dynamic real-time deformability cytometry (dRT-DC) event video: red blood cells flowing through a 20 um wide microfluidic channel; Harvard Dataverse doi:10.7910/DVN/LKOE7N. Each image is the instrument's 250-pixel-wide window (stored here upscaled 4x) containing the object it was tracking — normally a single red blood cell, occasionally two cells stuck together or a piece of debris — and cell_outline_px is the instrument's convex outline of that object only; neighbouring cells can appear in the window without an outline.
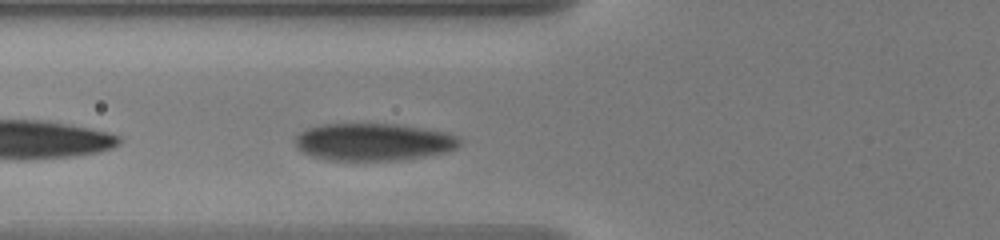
{"species": "human", "species_latin": "Homo sapiens", "temperature_condition": "warm", "stored_images_in_passage": 40, "camera_frame_rate_fps": 3000, "um_per_image_px": 0.085, "donor": {"sex": "male"}, "frame": {"image": 1, "passage_image": 5, "time_ms": 1.333, "image_size_px": [1000, 240], "cell_outline_px": [[460, 144], [456, 148], [444, 152], [424, 156], [400, 160], [328, 160], [308, 156], [296, 148], [296, 136], [300, 132], [308, 128], [324, 124], [396, 124], [444, 132], [460, 136]], "centroid_in_image_um": [31.71, 12.07], "position_along_channel_um": 94.1, "area_um2": 35.78}}
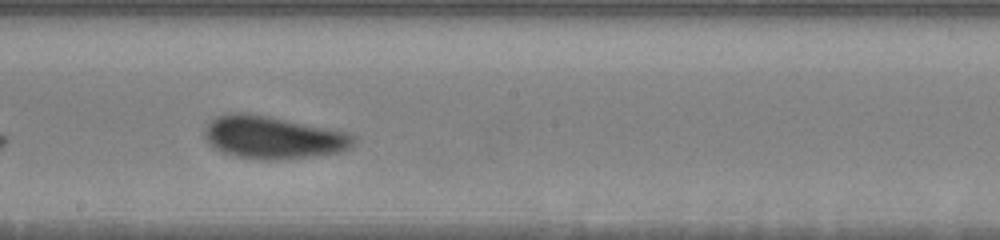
{"frame": {"image": 2, "passage_image": 16, "time_ms": 5.0, "image_size_px": [1000, 240], "cell_outline_px": [[352, 144], [348, 148], [340, 152], [308, 156], [268, 160], [260, 160], [236, 156], [224, 152], [216, 148], [204, 140], [204, 128], [216, 116], [228, 112], [244, 112], [268, 116], [344, 132], [352, 136]], "centroid_in_image_um": [23.09, 11.67], "position_along_channel_um": 225.1, "area_um2": 36.3}}
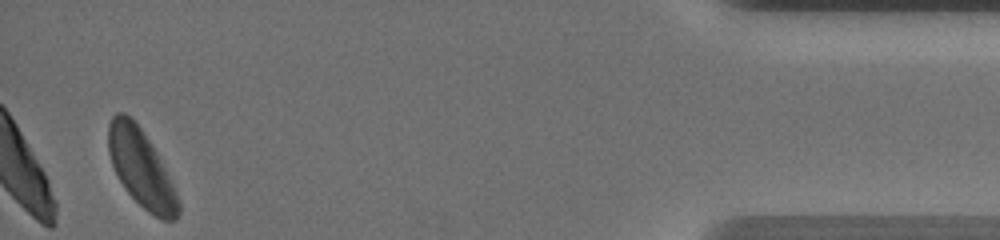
{"frame": {"image": 3, "passage_image": 38, "time_ms": 12.333, "image_size_px": [1000, 240], "cell_outline_px": [[180, 212], [176, 220], [160, 220], [148, 212], [128, 192], [120, 180], [112, 164], [108, 152], [108, 124], [112, 116], [116, 112], [124, 112], [140, 128], [152, 144], [176, 192], [180, 204]], "centroid_in_image_um": [11.99, 14.31], "position_along_channel_um": 423.2, "area_um2": 31.1}, "authors_computed_cell_mechanics": {"area_um2": 35.1135, "velocity_mm_per_s": 3.5679, "shape_relaxation_time_tau1_ms": 2.2678, "shape_relaxation_time_tau2_ms": 1.0462, "deformation_change_tau1": 0.0826, "deformation_change_tau2": 0.0566}}